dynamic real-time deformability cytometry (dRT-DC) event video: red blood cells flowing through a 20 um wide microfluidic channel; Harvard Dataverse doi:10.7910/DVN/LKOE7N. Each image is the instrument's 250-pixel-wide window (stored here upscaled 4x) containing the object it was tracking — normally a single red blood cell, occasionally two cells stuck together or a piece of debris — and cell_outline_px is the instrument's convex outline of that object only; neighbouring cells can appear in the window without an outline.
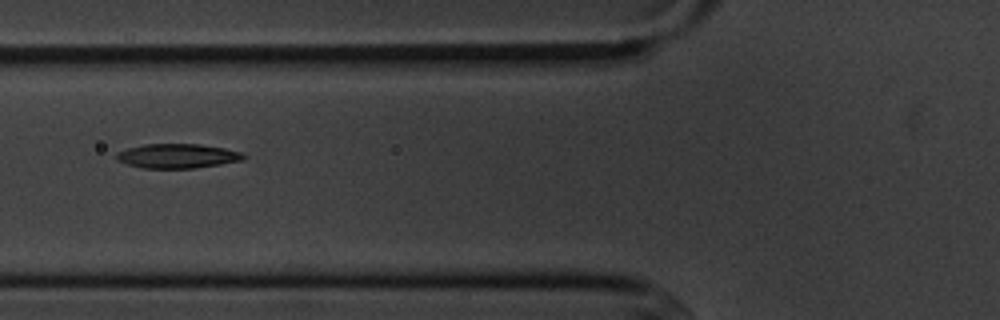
{"species": "common noctule bat (a hibernating species)", "species_latin": "Nyctalus noctula", "temperature_condition": "cold", "stored_images_in_passage": 8, "camera_frame_rate_fps": 3000, "um_per_image_px": 0.085, "animal": {"sex": "male", "body_mass_g": 20.1, "forearm_length_mm": 53.5}, "frame": {"image": 1, "passage_image": 7, "time_ms": 7.0, "image_size_px": [1000, 320], "cell_outline_px": [[248, 156], [244, 160], [196, 168], [140, 168], [116, 160], [116, 152], [128, 148], [144, 144], [200, 144], [224, 148], [244, 152]], "centroid_in_image_um": [15.12, 13.26], "position_along_channel_um": 110.7, "area_um2": 18.26}}
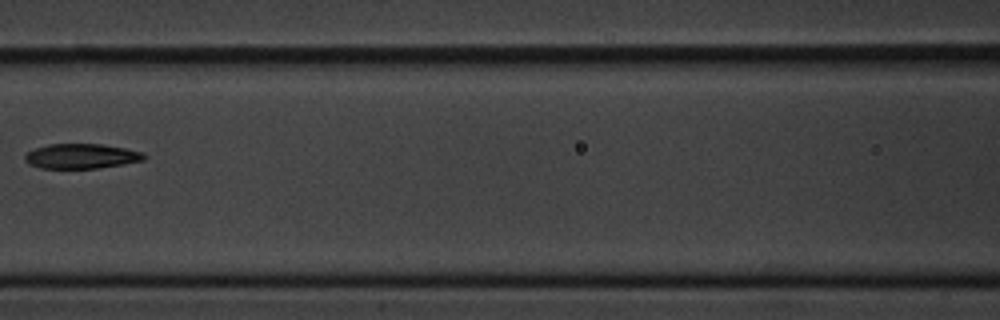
{"frame": {"image": 2, "passage_image": 8, "time_ms": 8.333, "image_size_px": [1000, 320], "cell_outline_px": [[148, 156], [144, 160], [124, 164], [96, 168], [40, 168], [28, 164], [24, 160], [24, 156], [28, 152], [36, 148], [48, 144], [104, 144], [144, 152]], "centroid_in_image_um": [6.93, 13.27], "position_along_channel_um": 159.7, "area_um2": 17.34}}